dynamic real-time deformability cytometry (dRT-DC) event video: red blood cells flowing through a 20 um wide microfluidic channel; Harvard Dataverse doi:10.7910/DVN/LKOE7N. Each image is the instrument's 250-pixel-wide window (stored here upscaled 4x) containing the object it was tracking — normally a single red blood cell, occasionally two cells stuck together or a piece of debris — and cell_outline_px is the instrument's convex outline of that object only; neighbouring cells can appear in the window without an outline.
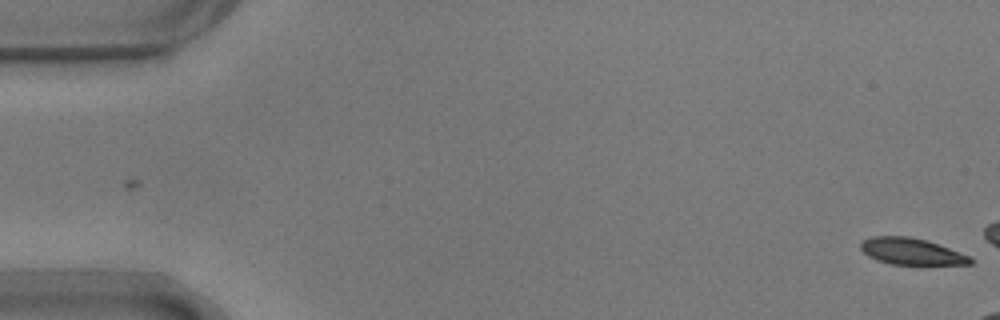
{"species": "common noctule bat (a hibernating species)", "species_latin": "Nyctalus noctula", "temperature_condition": "warm", "stored_images_in_passage": 10, "camera_frame_rate_fps": 3000, "um_per_image_px": 0.085, "animal": {"sex": "male", "body_mass_g": 17.9}, "frame": {"image": 1, "passage_image": 1, "time_ms": 0.0, "image_size_px": [1000, 320], "cell_outline_px": [[972, 264], [892, 264], [876, 260], [868, 256], [860, 248], [860, 240], [872, 236], [908, 236], [928, 240], [972, 256]], "centroid_in_image_um": [77.46, 21.35], "position_along_channel_um": 7.5, "area_um2": 17.11}}